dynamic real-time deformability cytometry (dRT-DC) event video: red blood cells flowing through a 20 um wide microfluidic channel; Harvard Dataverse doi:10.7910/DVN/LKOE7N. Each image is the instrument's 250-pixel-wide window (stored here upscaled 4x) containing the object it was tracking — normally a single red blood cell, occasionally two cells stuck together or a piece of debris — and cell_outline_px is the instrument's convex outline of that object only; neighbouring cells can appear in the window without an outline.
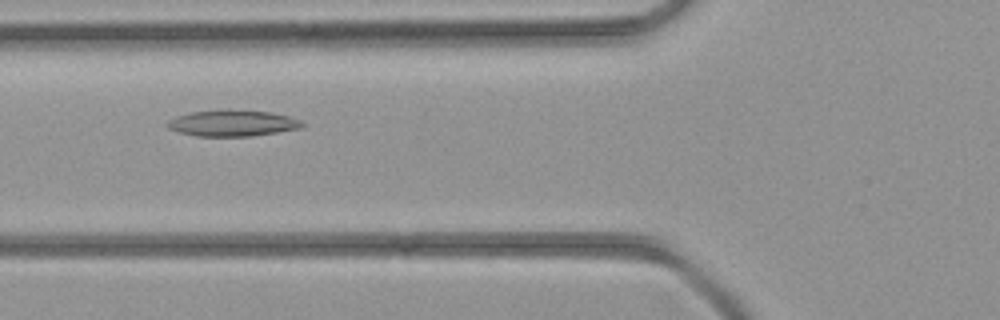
{"species": "common noctule bat (a hibernating species)", "species_latin": "Nyctalus noctula", "temperature_condition": "room temperature", "stored_images_in_passage": 39, "segment_of_instrument_passage": [1, 2], "camera_frame_rate_fps": 3000, "um_per_image_px": 0.085, "animal": {"sex": "female", "body_mass_g": 21.9}, "frame": {"image": 1, "passage_image": 11, "time_ms": 3.333, "image_size_px": [1000, 320], "cell_outline_px": [[304, 124], [300, 128], [252, 136], [196, 136], [180, 132], [168, 128], [164, 124], [168, 120], [176, 116], [192, 112], [220, 108], [228, 108], [272, 112], [288, 116], [300, 120]], "centroid_in_image_um": [19.72, 10.44], "position_along_channel_um": 106.1, "area_um2": 20.92}}
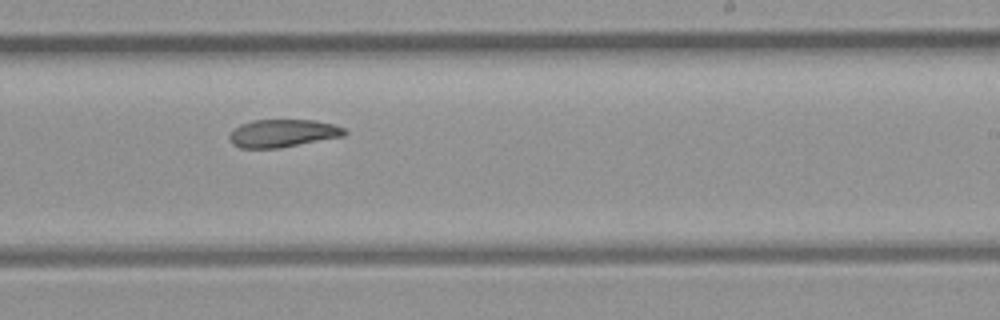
{"frame": {"image": 2, "passage_image": 21, "time_ms": 6.667, "image_size_px": [1000, 320], "cell_outline_px": [[348, 132], [344, 136], [280, 148], [240, 148], [232, 144], [228, 140], [228, 136], [232, 128], [240, 124], [252, 120], [312, 120], [332, 124], [344, 128]], "centroid_in_image_um": [23.98, 11.33], "position_along_channel_um": 265.0, "area_um2": 18.84}}
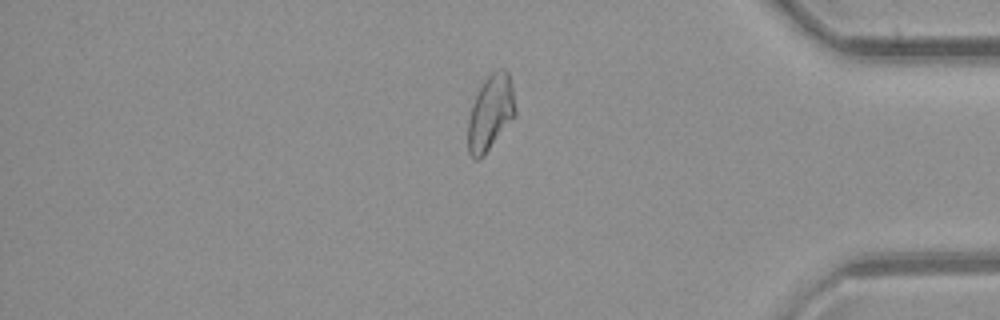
{"frame": {"image": 3, "passage_image": 31, "time_ms": 10.0, "image_size_px": [1000, 320], "cell_outline_px": [[516, 116], [484, 156], [476, 160], [468, 152], [468, 120], [472, 104], [484, 80], [496, 68], [504, 68], [508, 72], [512, 88], [516, 108]], "centroid_in_image_um": [41.71, 9.59], "position_along_channel_um": 393.5, "area_um2": 20.87}}